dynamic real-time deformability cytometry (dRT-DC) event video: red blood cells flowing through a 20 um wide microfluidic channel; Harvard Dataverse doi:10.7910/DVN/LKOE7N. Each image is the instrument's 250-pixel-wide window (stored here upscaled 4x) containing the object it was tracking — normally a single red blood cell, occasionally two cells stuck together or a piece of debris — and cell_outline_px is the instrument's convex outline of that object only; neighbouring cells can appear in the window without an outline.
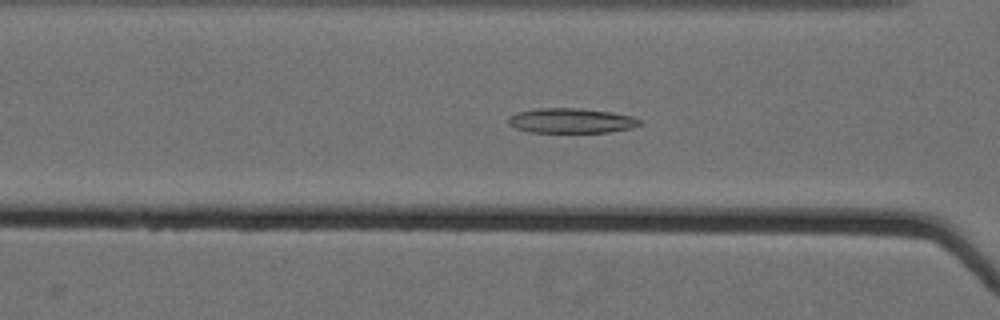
{"species": "Egyptian fruit bat (a non-hibernating species)", "species_latin": "Rousettus aegyptiacus", "temperature_condition": "cold", "stored_images_in_passage": 45, "camera_frame_rate_fps": 3000, "um_per_image_px": 0.085, "animal": {"sex": "female"}, "frame": {"image": 1, "passage_image": 20, "time_ms": 6.333, "image_size_px": [1000, 320], "cell_outline_px": [[644, 124], [632, 128], [608, 132], [528, 132], [516, 128], [508, 124], [508, 116], [516, 112], [536, 108], [580, 108], [612, 112], [632, 116], [640, 120]], "centroid_in_image_um": [48.55, 10.25], "position_along_channel_um": 118.1, "area_um2": 19.25}}
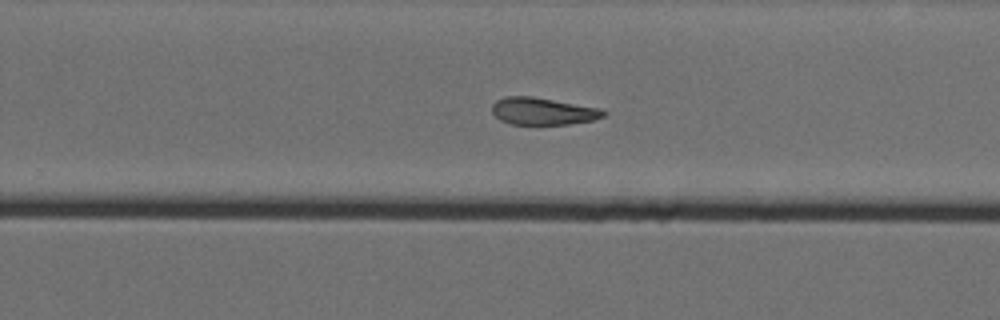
{"frame": {"image": 2, "passage_image": 34, "time_ms": 11.0, "image_size_px": [1000, 320], "cell_outline_px": [[604, 116], [592, 120], [568, 124], [512, 124], [500, 120], [492, 112], [492, 104], [496, 100], [504, 96], [532, 96], [600, 108], [604, 112]], "centroid_in_image_um": [46.09, 9.44], "position_along_channel_um": 283.7, "area_um2": 17.51}}
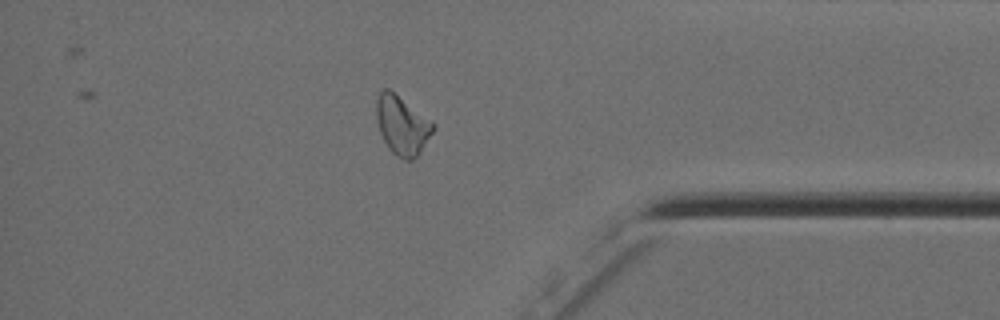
{"frame": {"image": 3, "passage_image": 45, "time_ms": 14.667, "image_size_px": [1000, 320], "cell_outline_px": [[436, 128], [420, 152], [412, 160], [404, 160], [396, 156], [388, 148], [380, 132], [376, 120], [376, 100], [380, 92], [384, 88], [388, 88], [432, 120], [436, 124]], "centroid_in_image_um": [34.19, 10.65], "position_along_channel_um": 401.0, "area_um2": 19.59}, "authors_computed_cell_mechanics": {"area_um2": 19.0162, "velocity_mm_per_s": 3.5552, "shape_relaxation_time_tau1_ms": 9.7047, "shape_relaxation_time_tau2_ms": 4.6094, "deformation_change_tau1": 0.1996, "deformation_change_tau2": 0.1144}}